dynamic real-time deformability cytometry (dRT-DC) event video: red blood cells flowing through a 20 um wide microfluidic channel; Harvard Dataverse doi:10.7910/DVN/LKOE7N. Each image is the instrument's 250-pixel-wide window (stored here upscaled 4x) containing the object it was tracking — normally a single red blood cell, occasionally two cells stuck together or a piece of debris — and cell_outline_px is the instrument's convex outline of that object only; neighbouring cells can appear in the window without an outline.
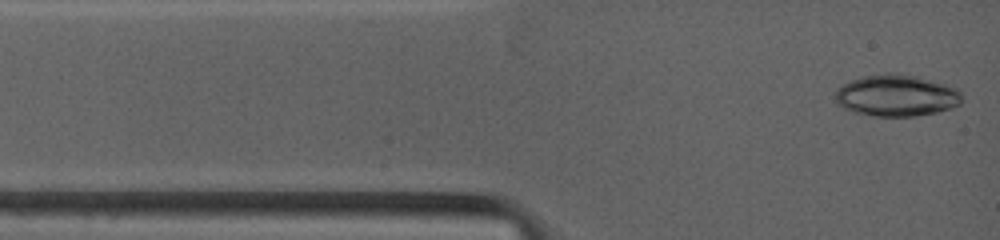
{"species": "common noctule bat (a hibernating species)", "species_latin": "Nyctalus noctula", "temperature_condition": "warm", "stored_images_in_passage": 8, "camera_frame_rate_fps": 4500, "um_per_image_px": 0.085, "animal": {"sex": "female", "body_mass_g": 19.0, "forearm_length_mm": 53.3}, "frame": {"image": 1, "passage_image": 1, "time_ms": 0.0, "image_size_px": [1000, 240], "cell_outline_px": [[960, 104], [952, 108], [936, 112], [916, 116], [876, 116], [852, 112], [844, 108], [836, 100], [836, 88], [860, 76], [888, 72], [896, 72], [916, 76], [944, 84], [956, 88], [960, 92]], "centroid_in_image_um": [76.18, 8.11], "position_along_channel_um": 8.8, "area_um2": 30.69}}
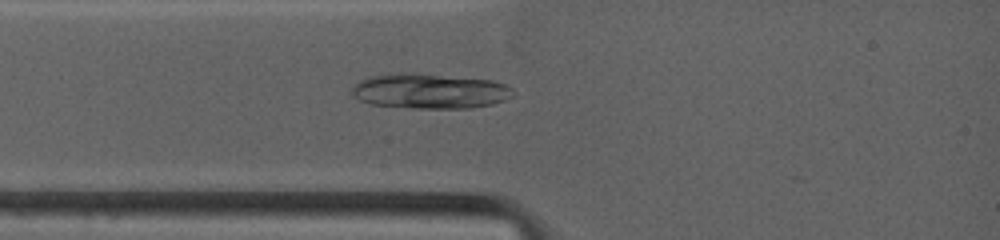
{"frame": {"image": 2, "passage_image": 7, "time_ms": 2.0, "image_size_px": [1000, 240], "cell_outline_px": [[512, 96], [504, 100], [492, 104], [468, 108], [412, 108], [372, 104], [360, 100], [352, 92], [352, 88], [360, 80], [368, 76], [396, 72], [404, 72], [492, 80], [504, 84], [512, 88]], "centroid_in_image_um": [36.51, 7.73], "position_along_channel_um": 48.5, "area_um2": 32.71}}